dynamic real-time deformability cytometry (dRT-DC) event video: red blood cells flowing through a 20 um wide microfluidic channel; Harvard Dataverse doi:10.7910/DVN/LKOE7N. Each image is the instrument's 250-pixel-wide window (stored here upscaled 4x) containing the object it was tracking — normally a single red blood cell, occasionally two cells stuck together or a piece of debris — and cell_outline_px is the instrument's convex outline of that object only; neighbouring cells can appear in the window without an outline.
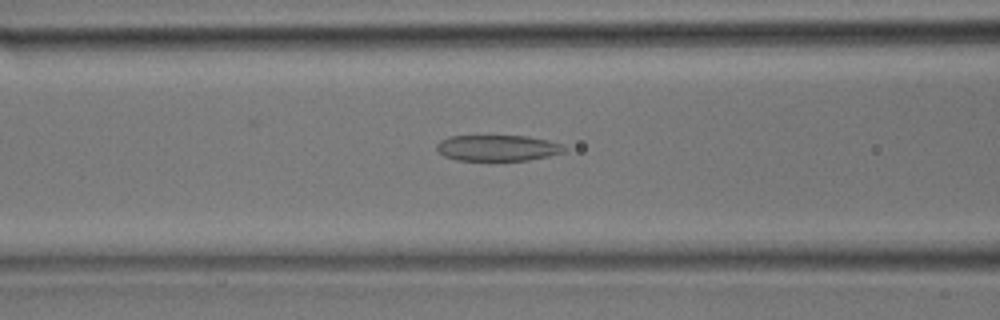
{"species": "common noctule bat (a hibernating species)", "species_latin": "Nyctalus noctula", "temperature_condition": "room temperature", "stored_images_in_passage": 26, "camera_frame_rate_fps": 3000, "um_per_image_px": 0.085, "animal": {"sex": "male", "body_mass_g": 17.9}, "frame": {"image": 1, "passage_image": 7, "time_ms": 2.0, "image_size_px": [1000, 320], "cell_outline_px": [[568, 148], [564, 152], [548, 156], [528, 160], [456, 160], [444, 156], [436, 152], [436, 144], [440, 140], [448, 136], [528, 136], [548, 140], [560, 144]], "centroid_in_image_um": [42.26, 12.57], "position_along_channel_um": 124.3, "area_um2": 19.42}}
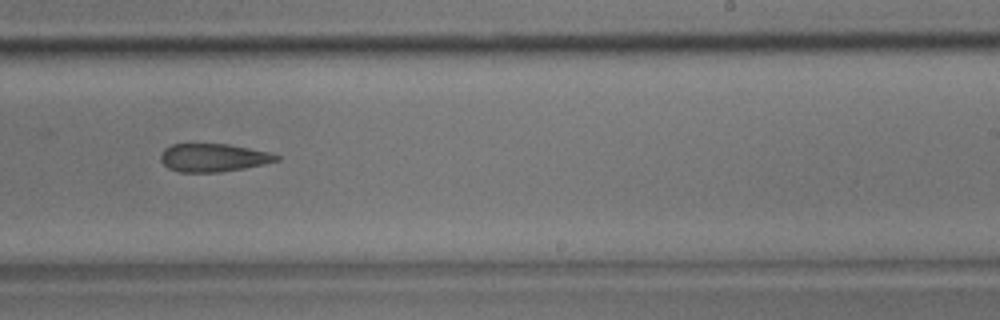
{"frame": {"image": 2, "passage_image": 14, "time_ms": 4.333, "image_size_px": [1000, 320], "cell_outline_px": [[280, 160], [264, 164], [244, 168], [220, 172], [180, 172], [168, 168], [160, 160], [160, 156], [164, 148], [172, 144], [228, 144], [272, 152], [280, 156]], "centroid_in_image_um": [18.15, 13.4], "position_along_channel_um": 270.8, "area_um2": 19.07}}
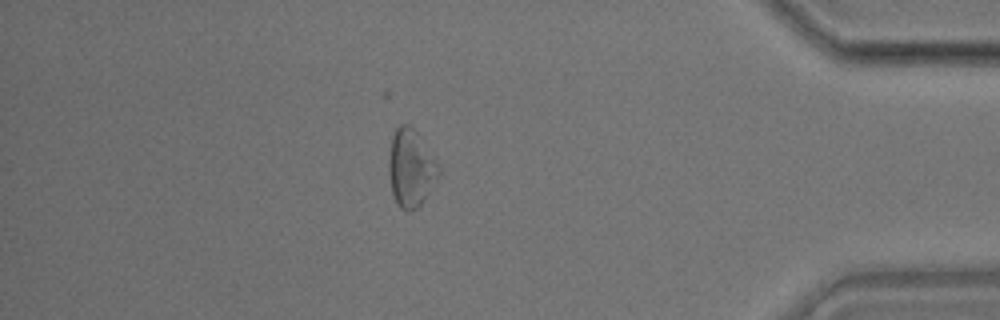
{"frame": {"image": 3, "passage_image": 22, "time_ms": 7.0, "image_size_px": [1000, 320], "cell_outline_px": [[440, 172], [420, 204], [416, 208], [408, 212], [400, 208], [392, 192], [388, 172], [388, 160], [392, 136], [396, 128], [400, 124], [408, 124], [416, 132], [436, 160], [440, 168]], "centroid_in_image_um": [34.89, 14.27], "position_along_channel_um": 400.3, "area_um2": 22.08}}